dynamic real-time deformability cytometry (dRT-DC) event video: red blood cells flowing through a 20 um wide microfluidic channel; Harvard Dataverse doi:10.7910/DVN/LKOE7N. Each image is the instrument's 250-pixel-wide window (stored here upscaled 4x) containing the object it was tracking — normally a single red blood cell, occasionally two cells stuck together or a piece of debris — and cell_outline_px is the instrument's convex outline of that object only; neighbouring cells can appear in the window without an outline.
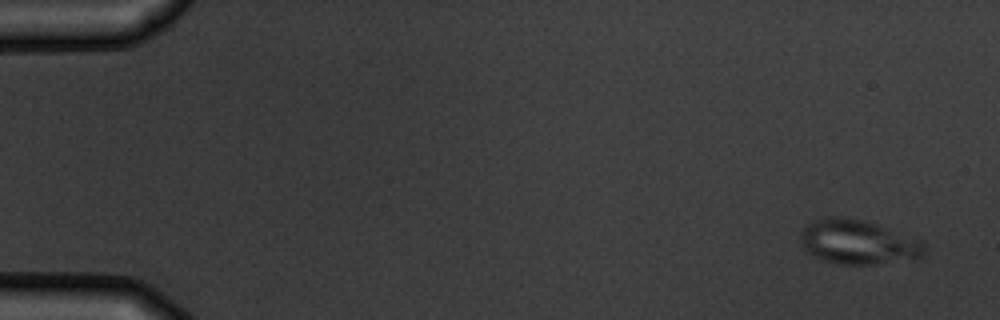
{"species": "common noctule bat (a hibernating species)", "species_latin": "Nyctalus noctula", "temperature_condition": "warm", "stored_images_in_passage": 5, "camera_frame_rate_fps": 3000, "um_per_image_px": 0.085, "animal": {"sex": "male", "body_mass_g": 19.5, "forearm_length_mm": 54.6}, "frame": {"image": 1, "passage_image": 1, "time_ms": 0.0, "image_size_px": [1000, 320], "cell_outline_px": [[924, 256], [920, 260], [872, 264], [840, 264], [824, 260], [812, 256], [804, 252], [800, 240], [800, 236], [804, 228], [808, 224], [816, 220], [828, 216], [840, 216], [864, 220], [924, 240]], "centroid_in_image_um": [72.98, 20.59], "position_along_channel_um": 12.0, "area_um2": 32.6}}